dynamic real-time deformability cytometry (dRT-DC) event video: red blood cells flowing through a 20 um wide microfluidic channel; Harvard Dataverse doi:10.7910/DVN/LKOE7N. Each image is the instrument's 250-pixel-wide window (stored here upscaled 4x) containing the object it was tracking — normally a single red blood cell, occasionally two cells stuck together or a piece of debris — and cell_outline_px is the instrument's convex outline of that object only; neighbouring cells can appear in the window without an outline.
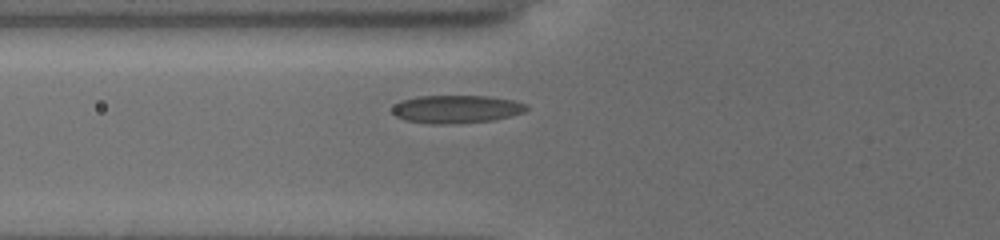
{"species": "common noctule bat (a hibernating species)", "species_latin": "Nyctalus noctula", "temperature_condition": "cold", "stored_images_in_passage": 4, "camera_frame_rate_fps": 3000, "um_per_image_px": 0.085, "animal": {"sex": "female", "body_mass_g": 19.5, "forearm_length_mm": 54.1}, "frame": {"image": 1, "passage_image": 4, "time_ms": 1.667, "image_size_px": [1000, 240], "cell_outline_px": [[528, 108], [524, 112], [492, 120], [452, 124], [432, 124], [404, 120], [396, 116], [392, 112], [392, 108], [400, 100], [420, 96], [488, 96], [512, 100], [524, 104]], "centroid_in_image_um": [38.74, 9.28], "position_along_channel_um": 87.1, "area_um2": 21.73}}